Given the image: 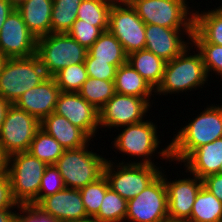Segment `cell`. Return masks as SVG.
<instances>
[{
  "label": "cell",
  "instance_id": "obj_6",
  "mask_svg": "<svg viewBox=\"0 0 222 222\" xmlns=\"http://www.w3.org/2000/svg\"><path fill=\"white\" fill-rule=\"evenodd\" d=\"M187 47L174 59L167 61L161 84L155 89L160 93L187 91L207 81V71L200 53L187 56Z\"/></svg>",
  "mask_w": 222,
  "mask_h": 222
},
{
  "label": "cell",
  "instance_id": "obj_20",
  "mask_svg": "<svg viewBox=\"0 0 222 222\" xmlns=\"http://www.w3.org/2000/svg\"><path fill=\"white\" fill-rule=\"evenodd\" d=\"M40 128L57 140L65 150L83 147L91 139L82 129L55 112L40 121Z\"/></svg>",
  "mask_w": 222,
  "mask_h": 222
},
{
  "label": "cell",
  "instance_id": "obj_15",
  "mask_svg": "<svg viewBox=\"0 0 222 222\" xmlns=\"http://www.w3.org/2000/svg\"><path fill=\"white\" fill-rule=\"evenodd\" d=\"M54 112L68 119L89 137L95 135L99 125V111L78 92H61Z\"/></svg>",
  "mask_w": 222,
  "mask_h": 222
},
{
  "label": "cell",
  "instance_id": "obj_47",
  "mask_svg": "<svg viewBox=\"0 0 222 222\" xmlns=\"http://www.w3.org/2000/svg\"><path fill=\"white\" fill-rule=\"evenodd\" d=\"M6 60H7V58L0 53V73H1V71L3 69V66H4Z\"/></svg>",
  "mask_w": 222,
  "mask_h": 222
},
{
  "label": "cell",
  "instance_id": "obj_25",
  "mask_svg": "<svg viewBox=\"0 0 222 222\" xmlns=\"http://www.w3.org/2000/svg\"><path fill=\"white\" fill-rule=\"evenodd\" d=\"M127 61L155 90L161 84L166 61L143 49L128 55ZM156 86V87H155Z\"/></svg>",
  "mask_w": 222,
  "mask_h": 222
},
{
  "label": "cell",
  "instance_id": "obj_12",
  "mask_svg": "<svg viewBox=\"0 0 222 222\" xmlns=\"http://www.w3.org/2000/svg\"><path fill=\"white\" fill-rule=\"evenodd\" d=\"M37 38L29 31L15 8L0 31V53L8 58H25L36 54Z\"/></svg>",
  "mask_w": 222,
  "mask_h": 222
},
{
  "label": "cell",
  "instance_id": "obj_36",
  "mask_svg": "<svg viewBox=\"0 0 222 222\" xmlns=\"http://www.w3.org/2000/svg\"><path fill=\"white\" fill-rule=\"evenodd\" d=\"M65 184L63 178L55 167V165H48L45 168L41 179V185L38 194V203L45 197L55 194L56 192L64 190ZM44 191V193H42Z\"/></svg>",
  "mask_w": 222,
  "mask_h": 222
},
{
  "label": "cell",
  "instance_id": "obj_45",
  "mask_svg": "<svg viewBox=\"0 0 222 222\" xmlns=\"http://www.w3.org/2000/svg\"><path fill=\"white\" fill-rule=\"evenodd\" d=\"M106 1L109 3L111 7H121L122 3H123V7L124 6L133 7L137 2V0H106Z\"/></svg>",
  "mask_w": 222,
  "mask_h": 222
},
{
  "label": "cell",
  "instance_id": "obj_7",
  "mask_svg": "<svg viewBox=\"0 0 222 222\" xmlns=\"http://www.w3.org/2000/svg\"><path fill=\"white\" fill-rule=\"evenodd\" d=\"M162 172L137 196L127 202L126 219L132 222H167L168 196Z\"/></svg>",
  "mask_w": 222,
  "mask_h": 222
},
{
  "label": "cell",
  "instance_id": "obj_39",
  "mask_svg": "<svg viewBox=\"0 0 222 222\" xmlns=\"http://www.w3.org/2000/svg\"><path fill=\"white\" fill-rule=\"evenodd\" d=\"M26 215H16V222H60L56 218L42 212L39 208L32 204L18 205Z\"/></svg>",
  "mask_w": 222,
  "mask_h": 222
},
{
  "label": "cell",
  "instance_id": "obj_1",
  "mask_svg": "<svg viewBox=\"0 0 222 222\" xmlns=\"http://www.w3.org/2000/svg\"><path fill=\"white\" fill-rule=\"evenodd\" d=\"M222 137V106L207 107L183 127L170 145L160 153L163 158L184 161L196 148Z\"/></svg>",
  "mask_w": 222,
  "mask_h": 222
},
{
  "label": "cell",
  "instance_id": "obj_24",
  "mask_svg": "<svg viewBox=\"0 0 222 222\" xmlns=\"http://www.w3.org/2000/svg\"><path fill=\"white\" fill-rule=\"evenodd\" d=\"M114 86L116 93L144 98L147 101L154 90L128 61L116 69Z\"/></svg>",
  "mask_w": 222,
  "mask_h": 222
},
{
  "label": "cell",
  "instance_id": "obj_43",
  "mask_svg": "<svg viewBox=\"0 0 222 222\" xmlns=\"http://www.w3.org/2000/svg\"><path fill=\"white\" fill-rule=\"evenodd\" d=\"M16 215L10 209H0V222H16Z\"/></svg>",
  "mask_w": 222,
  "mask_h": 222
},
{
  "label": "cell",
  "instance_id": "obj_42",
  "mask_svg": "<svg viewBox=\"0 0 222 222\" xmlns=\"http://www.w3.org/2000/svg\"><path fill=\"white\" fill-rule=\"evenodd\" d=\"M15 9V4L10 0H0V31L11 11Z\"/></svg>",
  "mask_w": 222,
  "mask_h": 222
},
{
  "label": "cell",
  "instance_id": "obj_10",
  "mask_svg": "<svg viewBox=\"0 0 222 222\" xmlns=\"http://www.w3.org/2000/svg\"><path fill=\"white\" fill-rule=\"evenodd\" d=\"M112 165L111 161L106 160L103 174L109 187L127 201L140 194L161 173L156 166L140 162L127 165L122 162L114 173Z\"/></svg>",
  "mask_w": 222,
  "mask_h": 222
},
{
  "label": "cell",
  "instance_id": "obj_17",
  "mask_svg": "<svg viewBox=\"0 0 222 222\" xmlns=\"http://www.w3.org/2000/svg\"><path fill=\"white\" fill-rule=\"evenodd\" d=\"M36 207L60 222H81L88 218L79 189L65 188L43 198Z\"/></svg>",
  "mask_w": 222,
  "mask_h": 222
},
{
  "label": "cell",
  "instance_id": "obj_28",
  "mask_svg": "<svg viewBox=\"0 0 222 222\" xmlns=\"http://www.w3.org/2000/svg\"><path fill=\"white\" fill-rule=\"evenodd\" d=\"M64 150L57 140L40 128L31 141L28 152L47 165H54Z\"/></svg>",
  "mask_w": 222,
  "mask_h": 222
},
{
  "label": "cell",
  "instance_id": "obj_32",
  "mask_svg": "<svg viewBox=\"0 0 222 222\" xmlns=\"http://www.w3.org/2000/svg\"><path fill=\"white\" fill-rule=\"evenodd\" d=\"M127 200L109 188L103 198L98 214L94 217L107 222H121L126 218Z\"/></svg>",
  "mask_w": 222,
  "mask_h": 222
},
{
  "label": "cell",
  "instance_id": "obj_5",
  "mask_svg": "<svg viewBox=\"0 0 222 222\" xmlns=\"http://www.w3.org/2000/svg\"><path fill=\"white\" fill-rule=\"evenodd\" d=\"M86 146L64 150L63 155L54 164L66 188L81 189L103 175L107 159L88 151Z\"/></svg>",
  "mask_w": 222,
  "mask_h": 222
},
{
  "label": "cell",
  "instance_id": "obj_40",
  "mask_svg": "<svg viewBox=\"0 0 222 222\" xmlns=\"http://www.w3.org/2000/svg\"><path fill=\"white\" fill-rule=\"evenodd\" d=\"M19 204L14 200L11 192V182L7 172L0 174V209H10Z\"/></svg>",
  "mask_w": 222,
  "mask_h": 222
},
{
  "label": "cell",
  "instance_id": "obj_23",
  "mask_svg": "<svg viewBox=\"0 0 222 222\" xmlns=\"http://www.w3.org/2000/svg\"><path fill=\"white\" fill-rule=\"evenodd\" d=\"M192 42H208L222 46V7L206 13H193Z\"/></svg>",
  "mask_w": 222,
  "mask_h": 222
},
{
  "label": "cell",
  "instance_id": "obj_18",
  "mask_svg": "<svg viewBox=\"0 0 222 222\" xmlns=\"http://www.w3.org/2000/svg\"><path fill=\"white\" fill-rule=\"evenodd\" d=\"M60 93L55 78L48 76L39 85L22 94L14 105L41 121L55 111Z\"/></svg>",
  "mask_w": 222,
  "mask_h": 222
},
{
  "label": "cell",
  "instance_id": "obj_38",
  "mask_svg": "<svg viewBox=\"0 0 222 222\" xmlns=\"http://www.w3.org/2000/svg\"><path fill=\"white\" fill-rule=\"evenodd\" d=\"M84 63L88 77L106 81H114L117 69L114 65L107 62L96 61V59L93 58L89 53H87Z\"/></svg>",
  "mask_w": 222,
  "mask_h": 222
},
{
  "label": "cell",
  "instance_id": "obj_46",
  "mask_svg": "<svg viewBox=\"0 0 222 222\" xmlns=\"http://www.w3.org/2000/svg\"><path fill=\"white\" fill-rule=\"evenodd\" d=\"M7 161L8 156L4 153L3 149L0 146V174L7 172Z\"/></svg>",
  "mask_w": 222,
  "mask_h": 222
},
{
  "label": "cell",
  "instance_id": "obj_44",
  "mask_svg": "<svg viewBox=\"0 0 222 222\" xmlns=\"http://www.w3.org/2000/svg\"><path fill=\"white\" fill-rule=\"evenodd\" d=\"M11 106V103L0 96V128L4 123L5 116L8 108Z\"/></svg>",
  "mask_w": 222,
  "mask_h": 222
},
{
  "label": "cell",
  "instance_id": "obj_30",
  "mask_svg": "<svg viewBox=\"0 0 222 222\" xmlns=\"http://www.w3.org/2000/svg\"><path fill=\"white\" fill-rule=\"evenodd\" d=\"M78 93L99 111L116 92L114 81L88 77Z\"/></svg>",
  "mask_w": 222,
  "mask_h": 222
},
{
  "label": "cell",
  "instance_id": "obj_33",
  "mask_svg": "<svg viewBox=\"0 0 222 222\" xmlns=\"http://www.w3.org/2000/svg\"><path fill=\"white\" fill-rule=\"evenodd\" d=\"M109 188L108 180L103 174L95 182L79 189L87 217H95L98 214L105 193Z\"/></svg>",
  "mask_w": 222,
  "mask_h": 222
},
{
  "label": "cell",
  "instance_id": "obj_26",
  "mask_svg": "<svg viewBox=\"0 0 222 222\" xmlns=\"http://www.w3.org/2000/svg\"><path fill=\"white\" fill-rule=\"evenodd\" d=\"M88 53L96 61L107 62L116 68L127 62L128 55L125 53L122 44L109 31H104L94 44L88 49Z\"/></svg>",
  "mask_w": 222,
  "mask_h": 222
},
{
  "label": "cell",
  "instance_id": "obj_21",
  "mask_svg": "<svg viewBox=\"0 0 222 222\" xmlns=\"http://www.w3.org/2000/svg\"><path fill=\"white\" fill-rule=\"evenodd\" d=\"M15 8L37 39L51 33L53 0H22L15 5Z\"/></svg>",
  "mask_w": 222,
  "mask_h": 222
},
{
  "label": "cell",
  "instance_id": "obj_50",
  "mask_svg": "<svg viewBox=\"0 0 222 222\" xmlns=\"http://www.w3.org/2000/svg\"><path fill=\"white\" fill-rule=\"evenodd\" d=\"M219 174H222V165L220 166V169H219Z\"/></svg>",
  "mask_w": 222,
  "mask_h": 222
},
{
  "label": "cell",
  "instance_id": "obj_3",
  "mask_svg": "<svg viewBox=\"0 0 222 222\" xmlns=\"http://www.w3.org/2000/svg\"><path fill=\"white\" fill-rule=\"evenodd\" d=\"M48 76L38 56L8 58L0 73V96L14 104L27 90Z\"/></svg>",
  "mask_w": 222,
  "mask_h": 222
},
{
  "label": "cell",
  "instance_id": "obj_37",
  "mask_svg": "<svg viewBox=\"0 0 222 222\" xmlns=\"http://www.w3.org/2000/svg\"><path fill=\"white\" fill-rule=\"evenodd\" d=\"M203 59L207 74L213 69L222 75V46L208 42H193Z\"/></svg>",
  "mask_w": 222,
  "mask_h": 222
},
{
  "label": "cell",
  "instance_id": "obj_41",
  "mask_svg": "<svg viewBox=\"0 0 222 222\" xmlns=\"http://www.w3.org/2000/svg\"><path fill=\"white\" fill-rule=\"evenodd\" d=\"M203 180V186L222 202V174L208 175Z\"/></svg>",
  "mask_w": 222,
  "mask_h": 222
},
{
  "label": "cell",
  "instance_id": "obj_34",
  "mask_svg": "<svg viewBox=\"0 0 222 222\" xmlns=\"http://www.w3.org/2000/svg\"><path fill=\"white\" fill-rule=\"evenodd\" d=\"M61 92H79L88 74L85 63L72 64L61 69L54 76Z\"/></svg>",
  "mask_w": 222,
  "mask_h": 222
},
{
  "label": "cell",
  "instance_id": "obj_49",
  "mask_svg": "<svg viewBox=\"0 0 222 222\" xmlns=\"http://www.w3.org/2000/svg\"><path fill=\"white\" fill-rule=\"evenodd\" d=\"M13 4L17 5L22 0H10Z\"/></svg>",
  "mask_w": 222,
  "mask_h": 222
},
{
  "label": "cell",
  "instance_id": "obj_14",
  "mask_svg": "<svg viewBox=\"0 0 222 222\" xmlns=\"http://www.w3.org/2000/svg\"><path fill=\"white\" fill-rule=\"evenodd\" d=\"M156 127L150 121L127 125L121 134L115 139L114 146L121 152L132 156H147L143 164L154 165L149 155L158 147Z\"/></svg>",
  "mask_w": 222,
  "mask_h": 222
},
{
  "label": "cell",
  "instance_id": "obj_16",
  "mask_svg": "<svg viewBox=\"0 0 222 222\" xmlns=\"http://www.w3.org/2000/svg\"><path fill=\"white\" fill-rule=\"evenodd\" d=\"M194 179H181L166 182L168 196V219L173 222H187L190 219L196 196L203 186V180L197 176Z\"/></svg>",
  "mask_w": 222,
  "mask_h": 222
},
{
  "label": "cell",
  "instance_id": "obj_29",
  "mask_svg": "<svg viewBox=\"0 0 222 222\" xmlns=\"http://www.w3.org/2000/svg\"><path fill=\"white\" fill-rule=\"evenodd\" d=\"M82 0H53L51 33H68Z\"/></svg>",
  "mask_w": 222,
  "mask_h": 222
},
{
  "label": "cell",
  "instance_id": "obj_31",
  "mask_svg": "<svg viewBox=\"0 0 222 222\" xmlns=\"http://www.w3.org/2000/svg\"><path fill=\"white\" fill-rule=\"evenodd\" d=\"M111 6L106 0H82L77 11L80 23H88L95 27H109Z\"/></svg>",
  "mask_w": 222,
  "mask_h": 222
},
{
  "label": "cell",
  "instance_id": "obj_48",
  "mask_svg": "<svg viewBox=\"0 0 222 222\" xmlns=\"http://www.w3.org/2000/svg\"><path fill=\"white\" fill-rule=\"evenodd\" d=\"M81 222H107V221L98 220L94 217H88V218L82 220Z\"/></svg>",
  "mask_w": 222,
  "mask_h": 222
},
{
  "label": "cell",
  "instance_id": "obj_19",
  "mask_svg": "<svg viewBox=\"0 0 222 222\" xmlns=\"http://www.w3.org/2000/svg\"><path fill=\"white\" fill-rule=\"evenodd\" d=\"M180 29H171L154 24L145 26V49L163 60L170 61L188 45L179 37Z\"/></svg>",
  "mask_w": 222,
  "mask_h": 222
},
{
  "label": "cell",
  "instance_id": "obj_27",
  "mask_svg": "<svg viewBox=\"0 0 222 222\" xmlns=\"http://www.w3.org/2000/svg\"><path fill=\"white\" fill-rule=\"evenodd\" d=\"M187 222H222V202L202 186Z\"/></svg>",
  "mask_w": 222,
  "mask_h": 222
},
{
  "label": "cell",
  "instance_id": "obj_2",
  "mask_svg": "<svg viewBox=\"0 0 222 222\" xmlns=\"http://www.w3.org/2000/svg\"><path fill=\"white\" fill-rule=\"evenodd\" d=\"M47 166L28 151L8 156L7 173L11 182V192L19 205L38 204L41 179Z\"/></svg>",
  "mask_w": 222,
  "mask_h": 222
},
{
  "label": "cell",
  "instance_id": "obj_22",
  "mask_svg": "<svg viewBox=\"0 0 222 222\" xmlns=\"http://www.w3.org/2000/svg\"><path fill=\"white\" fill-rule=\"evenodd\" d=\"M183 162L199 179L217 174L222 165V137L196 148Z\"/></svg>",
  "mask_w": 222,
  "mask_h": 222
},
{
  "label": "cell",
  "instance_id": "obj_8",
  "mask_svg": "<svg viewBox=\"0 0 222 222\" xmlns=\"http://www.w3.org/2000/svg\"><path fill=\"white\" fill-rule=\"evenodd\" d=\"M185 2V0H137L133 8L145 24L171 29H180L182 26L191 39L194 18L193 14L187 18L189 8Z\"/></svg>",
  "mask_w": 222,
  "mask_h": 222
},
{
  "label": "cell",
  "instance_id": "obj_13",
  "mask_svg": "<svg viewBox=\"0 0 222 222\" xmlns=\"http://www.w3.org/2000/svg\"><path fill=\"white\" fill-rule=\"evenodd\" d=\"M149 105L144 98L115 93L99 110V126L125 127L140 123Z\"/></svg>",
  "mask_w": 222,
  "mask_h": 222
},
{
  "label": "cell",
  "instance_id": "obj_11",
  "mask_svg": "<svg viewBox=\"0 0 222 222\" xmlns=\"http://www.w3.org/2000/svg\"><path fill=\"white\" fill-rule=\"evenodd\" d=\"M145 26L133 7H111L108 30L119 40L127 55L145 49Z\"/></svg>",
  "mask_w": 222,
  "mask_h": 222
},
{
  "label": "cell",
  "instance_id": "obj_4",
  "mask_svg": "<svg viewBox=\"0 0 222 222\" xmlns=\"http://www.w3.org/2000/svg\"><path fill=\"white\" fill-rule=\"evenodd\" d=\"M87 53L67 33H50L37 39L36 55L50 77L68 65L84 63Z\"/></svg>",
  "mask_w": 222,
  "mask_h": 222
},
{
  "label": "cell",
  "instance_id": "obj_9",
  "mask_svg": "<svg viewBox=\"0 0 222 222\" xmlns=\"http://www.w3.org/2000/svg\"><path fill=\"white\" fill-rule=\"evenodd\" d=\"M39 129L40 120L11 104L0 128V146L7 156L28 151Z\"/></svg>",
  "mask_w": 222,
  "mask_h": 222
},
{
  "label": "cell",
  "instance_id": "obj_35",
  "mask_svg": "<svg viewBox=\"0 0 222 222\" xmlns=\"http://www.w3.org/2000/svg\"><path fill=\"white\" fill-rule=\"evenodd\" d=\"M108 28L109 27H95L88 23H80V19H76L67 34L88 50Z\"/></svg>",
  "mask_w": 222,
  "mask_h": 222
}]
</instances>
